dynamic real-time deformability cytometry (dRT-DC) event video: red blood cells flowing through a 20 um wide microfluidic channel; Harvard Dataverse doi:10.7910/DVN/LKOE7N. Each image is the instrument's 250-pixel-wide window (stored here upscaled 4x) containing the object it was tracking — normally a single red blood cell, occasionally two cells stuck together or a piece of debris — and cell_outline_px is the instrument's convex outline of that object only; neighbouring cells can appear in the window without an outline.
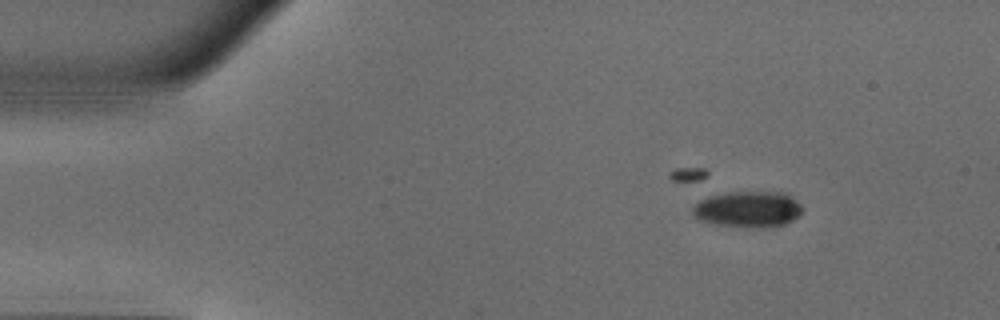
{"species": "common noctule bat (a hibernating species)", "species_latin": "Nyctalus noctula", "temperature_condition": "warm", "stored_images_in_passage": 17, "camera_frame_rate_fps": 3000, "um_per_image_px": 0.085, "animal": {"sex": "male", "body_mass_g": 18.8}, "frame": {"image": 1, "passage_image": 6, "time_ms": 1.667, "image_size_px": [1000, 320], "cell_outline_px": [[804, 208], [792, 220], [784, 224], [768, 228], [748, 228], [712, 224], [696, 220], [692, 212], [692, 208], [700, 200], [712, 196], [728, 192], [788, 192]], "centroid_in_image_um": [63.57, 17.8], "position_along_channel_um": 21.4, "area_um2": 23.41}}